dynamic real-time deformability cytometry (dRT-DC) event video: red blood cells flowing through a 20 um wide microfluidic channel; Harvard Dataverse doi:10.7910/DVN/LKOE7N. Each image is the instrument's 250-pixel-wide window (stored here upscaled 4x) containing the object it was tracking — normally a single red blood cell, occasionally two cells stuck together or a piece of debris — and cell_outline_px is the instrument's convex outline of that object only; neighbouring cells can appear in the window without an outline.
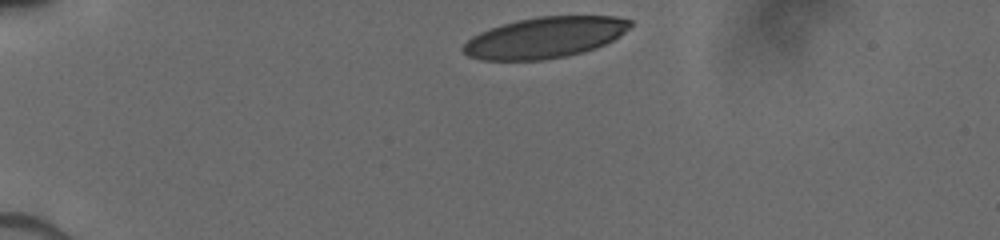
{"species": "human", "species_latin": "Homo sapiens", "temperature_condition": "cold", "stored_images_in_passage": 29, "camera_frame_rate_fps": 3000, "um_per_image_px": 0.085, "donor": {"sex": "male"}, "frame": {"image": 1, "passage_image": 1, "time_ms": 0.0, "image_size_px": [1000, 240], "cell_outline_px": [[632, 24], [620, 36], [596, 48], [564, 56], [544, 60], [480, 60], [468, 56], [460, 48], [472, 36], [480, 32], [516, 20], [536, 16], [616, 16], [632, 20]], "centroid_in_image_um": [46.3, 3.19], "position_along_channel_um": 38.7, "area_um2": 39.77}}
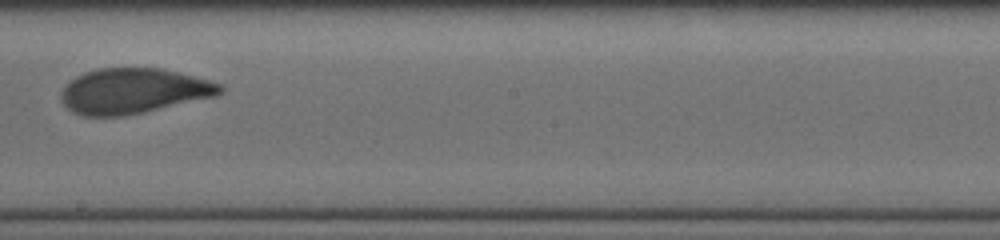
{"frame": {"image": 2, "passage_image": 16, "time_ms": 6.333, "image_size_px": [1000, 240], "cell_outline_px": [[224, 88], [216, 96], [144, 112], [124, 116], [84, 116], [72, 112], [60, 100], [60, 92], [64, 84], [76, 76], [84, 72], [96, 68], [164, 68], [180, 72], [224, 84]], "centroid_in_image_um": [11.32, 7.72], "position_along_channel_um": 236.9, "area_um2": 42.37}}
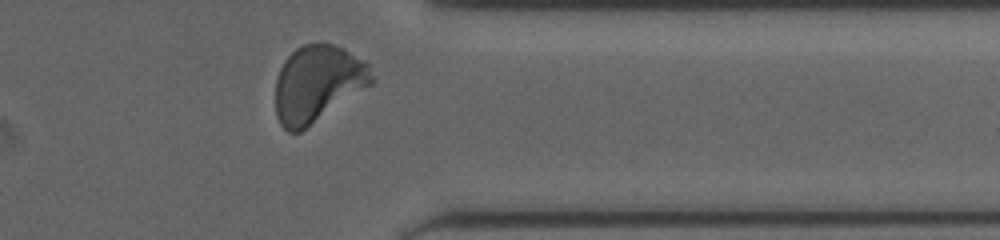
{"frame": {"image": 3, "passage_image": 29, "time_ms": 10.0, "image_size_px": [1000, 240], "cell_outline_px": [[372, 84], [300, 132], [288, 132], [280, 124], [276, 116], [276, 76], [284, 60], [296, 48], [304, 44], [320, 40], [344, 48], [368, 64], [372, 76]], "centroid_in_image_um": [26.97, 7.08], "position_along_channel_um": 384.4, "area_um2": 43.0}}